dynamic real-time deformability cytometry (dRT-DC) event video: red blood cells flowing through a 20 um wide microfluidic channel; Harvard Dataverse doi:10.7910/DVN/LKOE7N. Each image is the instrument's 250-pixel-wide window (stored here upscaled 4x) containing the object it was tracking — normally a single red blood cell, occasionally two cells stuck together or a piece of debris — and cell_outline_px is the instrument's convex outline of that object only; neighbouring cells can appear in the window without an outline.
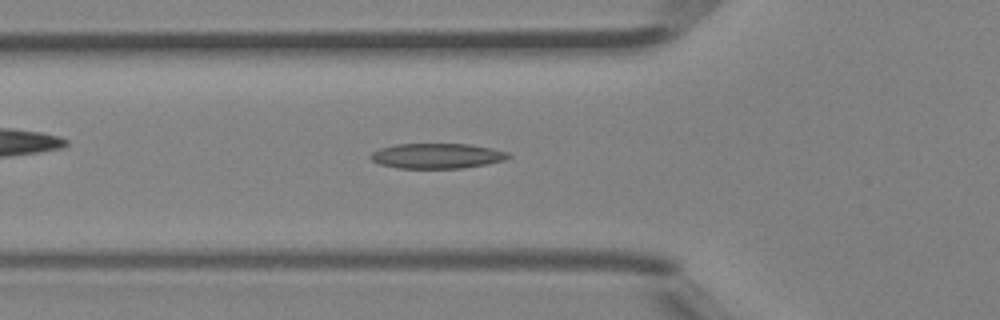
{"species": "Egyptian fruit bat (a non-hibernating species)", "species_latin": "Rousettus aegyptiacus", "temperature_condition": "room temperature", "stored_images_in_passage": 40, "camera_frame_rate_fps": 3000, "um_per_image_px": 0.085, "animal": {"sex": "female"}, "frame": {"image": 1, "passage_image": 15, "time_ms": 4.667, "image_size_px": [1000, 320], "cell_outline_px": [[512, 156], [504, 160], [464, 168], [400, 168], [380, 164], [372, 160], [368, 156], [372, 152], [380, 148], [396, 144], [472, 144], [492, 148], [508, 152]], "centroid_in_image_um": [37.15, 13.24], "position_along_channel_um": 88.7, "area_um2": 20.17}}
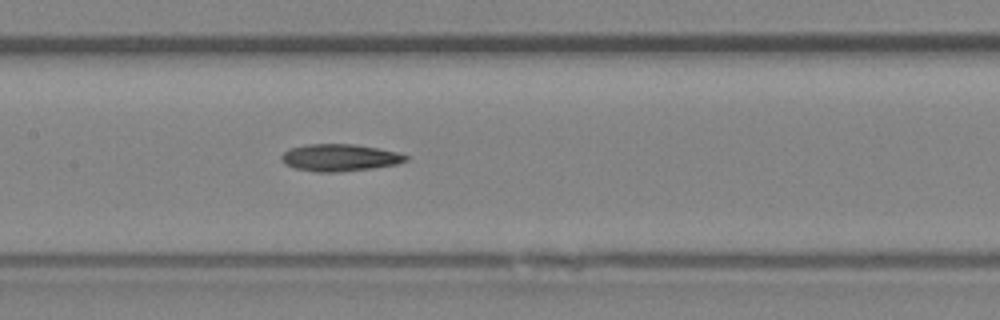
{"frame": {"image": 2, "passage_image": 21, "time_ms": 6.667, "image_size_px": [1000, 320], "cell_outline_px": [[408, 160], [396, 164], [372, 168], [340, 172], [316, 172], [296, 168], [284, 164], [280, 160], [280, 156], [284, 152], [292, 148], [308, 144], [352, 144], [376, 148], [396, 152], [408, 156]], "centroid_in_image_um": [28.84, 13.4], "position_along_channel_um": 178.6, "area_um2": 19.48}}
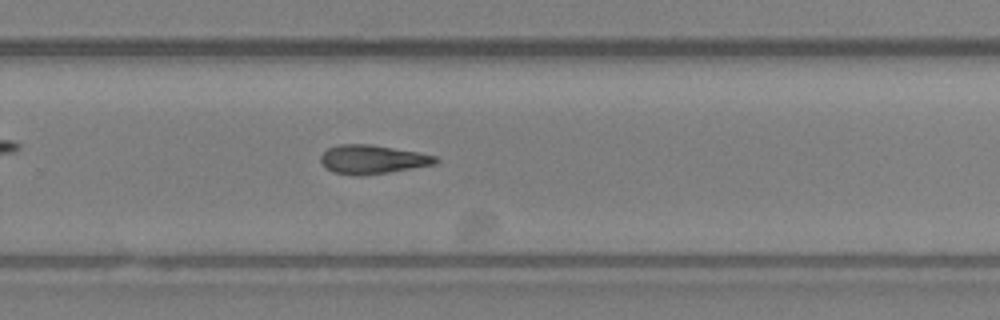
{"frame": {"image": 3, "passage_image": 29, "time_ms": 9.333, "image_size_px": [1000, 320], "cell_outline_px": [[440, 160], [436, 164], [388, 172], [360, 176], [332, 172], [320, 160], [320, 156], [328, 148], [340, 144], [368, 144], [416, 152], [436, 156]], "centroid_in_image_um": [31.66, 13.55], "position_along_channel_um": 298.1, "area_um2": 19.02}}